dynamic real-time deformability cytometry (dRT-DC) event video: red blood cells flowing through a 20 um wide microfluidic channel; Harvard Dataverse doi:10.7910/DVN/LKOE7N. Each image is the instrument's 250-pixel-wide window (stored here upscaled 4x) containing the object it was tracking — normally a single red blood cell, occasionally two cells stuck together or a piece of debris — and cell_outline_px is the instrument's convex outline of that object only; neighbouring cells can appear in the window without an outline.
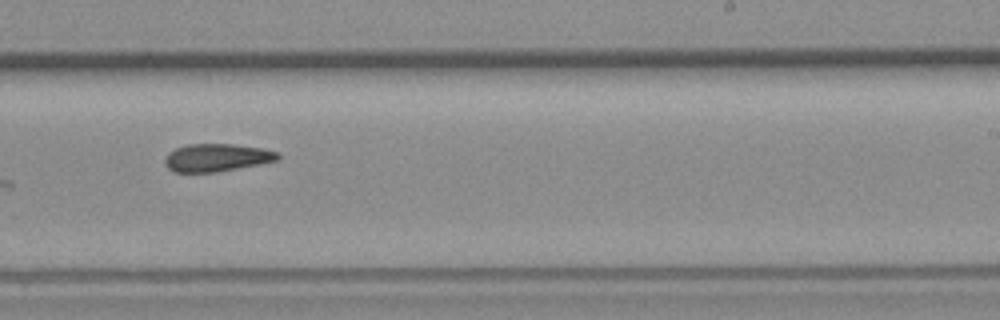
{"species": "common noctule bat (a hibernating species)", "species_latin": "Nyctalus noctula", "temperature_condition": "room temperature", "stored_images_in_passage": 12, "camera_frame_rate_fps": 3000, "um_per_image_px": 0.085, "animal": {"sex": "female", "body_mass_g": 19.3, "forearm_length_mm": 54.1}, "frame": {"image": 1, "passage_image": 7, "time_ms": 7.0, "image_size_px": [1000, 320], "cell_outline_px": [[280, 160], [260, 164], [216, 172], [172, 172], [164, 164], [164, 160], [168, 152], [176, 148], [188, 144], [232, 144], [260, 148], [280, 152]], "centroid_in_image_um": [18.42, 13.4], "position_along_channel_um": 270.6, "area_um2": 18.38}}
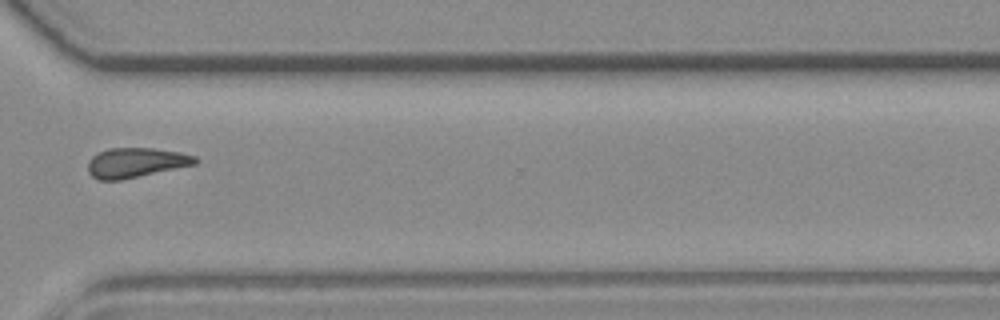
{"frame": {"image": 2, "passage_image": 9, "time_ms": 9.333, "image_size_px": [1000, 320], "cell_outline_px": [[200, 160], [196, 164], [120, 180], [96, 180], [88, 172], [88, 160], [92, 156], [108, 148], [152, 148], [180, 152], [196, 156]], "centroid_in_image_um": [11.54, 13.82], "position_along_channel_um": 359.1, "area_um2": 18.61}}
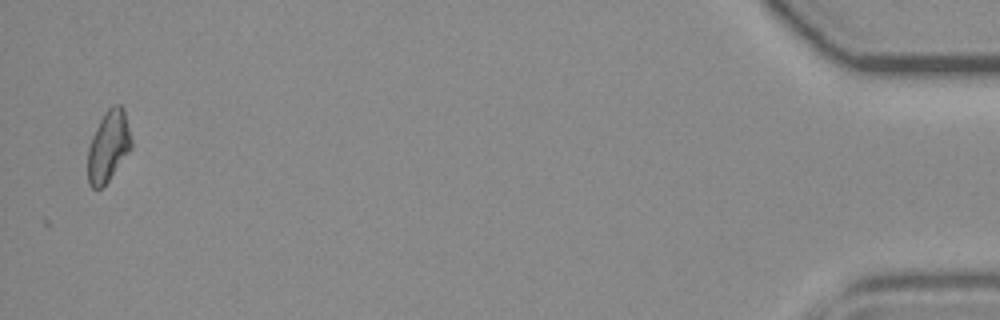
{"frame": {"image": 3, "passage_image": 12, "time_ms": 13.667, "image_size_px": [1000, 320], "cell_outline_px": [[132, 148], [108, 180], [100, 188], [92, 188], [88, 184], [88, 148], [92, 136], [104, 112], [112, 104], [120, 104], [124, 108], [132, 140]], "centroid_in_image_um": [9.22, 12.39], "position_along_channel_um": 426.0, "area_um2": 17.98}}